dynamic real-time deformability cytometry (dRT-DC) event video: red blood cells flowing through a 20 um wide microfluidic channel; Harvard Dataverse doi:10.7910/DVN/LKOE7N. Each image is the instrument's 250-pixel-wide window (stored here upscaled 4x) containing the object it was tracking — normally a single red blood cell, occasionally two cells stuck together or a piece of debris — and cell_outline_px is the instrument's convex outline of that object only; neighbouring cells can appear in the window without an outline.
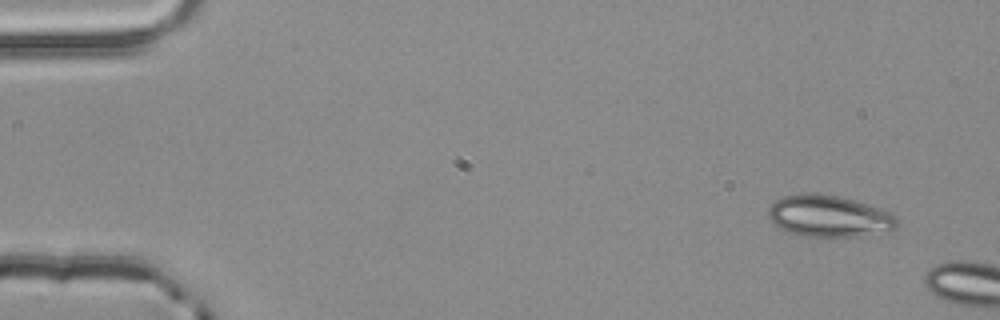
{"species": "common noctule bat (a hibernating species)", "species_latin": "Nyctalus noctula", "temperature_condition": "room temperature", "stored_images_in_passage": 3, "camera_frame_rate_fps": 3000, "um_per_image_px": 0.085, "animal": {"sex": "male", "body_mass_g": 20.4}, "frame": {"image": 1, "passage_image": 1, "time_ms": 0.0, "image_size_px": [1000, 320], "cell_outline_px": [[896, 228], [856, 236], [800, 236], [788, 232], [780, 228], [768, 220], [768, 208], [776, 200], [784, 196], [804, 192], [816, 192], [840, 196], [880, 208], [896, 216]], "centroid_in_image_um": [70.38, 18.34], "position_along_channel_um": 14.6, "area_um2": 31.1}}